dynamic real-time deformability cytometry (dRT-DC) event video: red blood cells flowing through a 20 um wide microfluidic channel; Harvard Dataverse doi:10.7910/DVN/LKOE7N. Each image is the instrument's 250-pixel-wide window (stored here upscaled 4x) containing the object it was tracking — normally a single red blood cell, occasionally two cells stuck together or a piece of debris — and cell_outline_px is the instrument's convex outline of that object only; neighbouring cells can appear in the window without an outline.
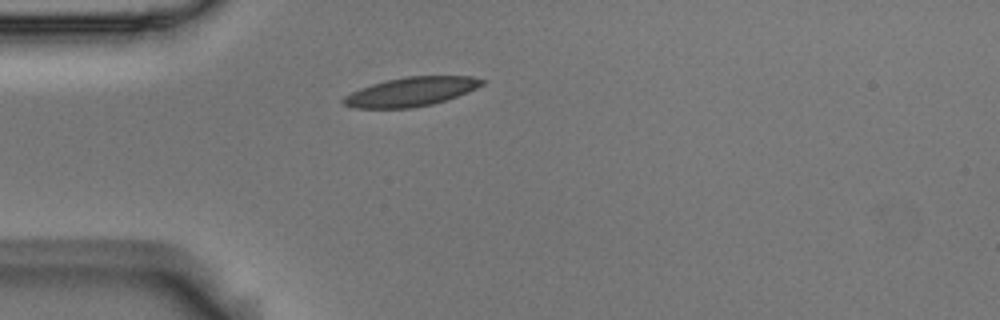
{"species": "Egyptian fruit bat (a non-hibernating species)", "species_latin": "Rousettus aegyptiacus", "temperature_condition": "room temperature", "stored_images_in_passage": 40, "camera_frame_rate_fps": 3000, "um_per_image_px": 0.085, "animal": {"sex": "male"}, "frame": {"image": 1, "passage_image": 1, "time_ms": 0.0, "image_size_px": [1000, 320], "cell_outline_px": [[484, 84], [468, 92], [432, 104], [412, 108], [356, 108], [344, 104], [340, 100], [344, 96], [360, 88], [384, 80], [408, 76], [472, 76], [484, 80]], "centroid_in_image_um": [34.92, 7.79], "position_along_channel_um": 50.1, "area_um2": 23.35}}
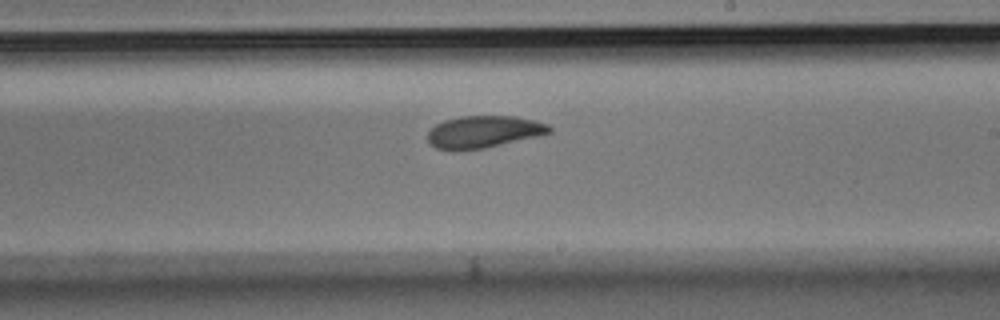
{"frame": {"image": 2, "passage_image": 18, "time_ms": 5.667, "image_size_px": [1000, 320], "cell_outline_px": [[552, 132], [540, 136], [484, 148], [436, 148], [428, 140], [428, 132], [436, 124], [444, 120], [460, 116], [516, 116], [548, 124], [552, 128]], "centroid_in_image_um": [41.18, 11.17], "position_along_channel_um": 247.8, "area_um2": 22.31}}
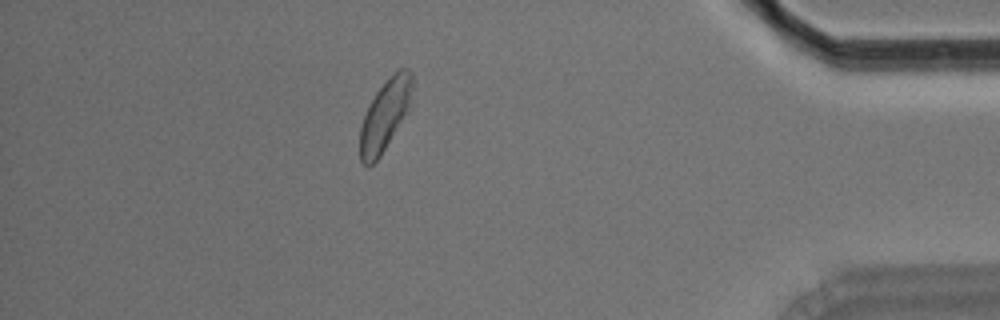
{"frame": {"image": 3, "passage_image": 34, "time_ms": 11.0, "image_size_px": [1000, 320], "cell_outline_px": [[412, 100], [408, 108], [380, 156], [368, 168], [360, 160], [360, 128], [364, 116], [376, 92], [400, 68], [408, 68], [412, 72]], "centroid_in_image_um": [32.72, 9.79], "position_along_channel_um": 402.5, "area_um2": 20.87}, "authors_computed_cell_mechanics": {"area_um2": 22.8599, "velocity_mm_per_s": 3.6785, "shape_relaxation_time_tau1_ms": 4.978, "shape_relaxation_time_tau2_ms": 4.1641, "deformation_change_tau1": 0.1223, "deformation_change_tau2": 0.0884}}